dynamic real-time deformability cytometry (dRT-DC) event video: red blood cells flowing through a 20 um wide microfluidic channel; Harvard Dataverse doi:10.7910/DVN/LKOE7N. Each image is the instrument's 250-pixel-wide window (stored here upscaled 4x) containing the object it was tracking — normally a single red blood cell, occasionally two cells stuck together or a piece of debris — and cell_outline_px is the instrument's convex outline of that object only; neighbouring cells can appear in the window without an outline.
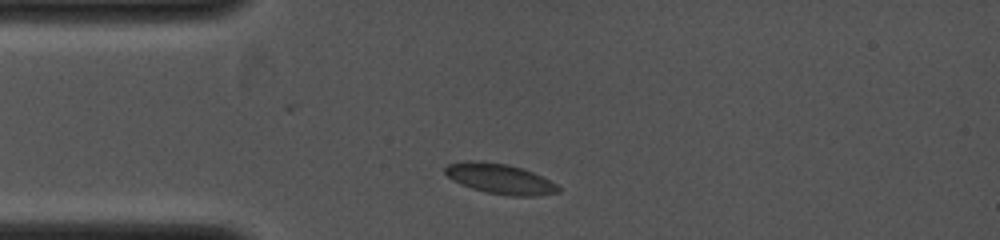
{"species": "common noctule bat (a hibernating species)", "species_latin": "Nyctalus noctula", "temperature_condition": "cold", "stored_images_in_passage": 4, "camera_frame_rate_fps": 4000, "um_per_image_px": 0.085, "animal": {"sex": "female", "body_mass_g": 19.0, "forearm_length_mm": 53.3}, "frame": {"image": 1, "passage_image": 1, "time_ms": 0.0, "image_size_px": [1000, 240], "cell_outline_px": [[560, 192], [536, 196], [512, 196], [488, 192], [472, 188], [460, 184], [452, 180], [444, 172], [444, 168], [448, 164], [464, 160], [472, 160], [508, 164], [532, 172], [556, 184], [560, 188]], "centroid_in_image_um": [42.46, 15.19], "position_along_channel_um": 42.5, "area_um2": 19.77}}
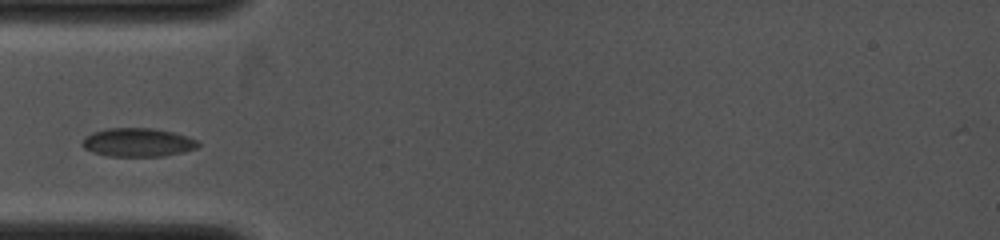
{"frame": {"image": 2, "passage_image": 3, "time_ms": 1.0, "image_size_px": [1000, 240], "cell_outline_px": [[200, 144], [196, 148], [184, 152], [164, 156], [108, 156], [92, 152], [84, 148], [80, 144], [84, 136], [92, 132], [108, 128], [152, 128], [172, 132], [188, 136], [196, 140]], "centroid_in_image_um": [11.68, 12.1], "position_along_channel_um": 73.3, "area_um2": 19.42}}